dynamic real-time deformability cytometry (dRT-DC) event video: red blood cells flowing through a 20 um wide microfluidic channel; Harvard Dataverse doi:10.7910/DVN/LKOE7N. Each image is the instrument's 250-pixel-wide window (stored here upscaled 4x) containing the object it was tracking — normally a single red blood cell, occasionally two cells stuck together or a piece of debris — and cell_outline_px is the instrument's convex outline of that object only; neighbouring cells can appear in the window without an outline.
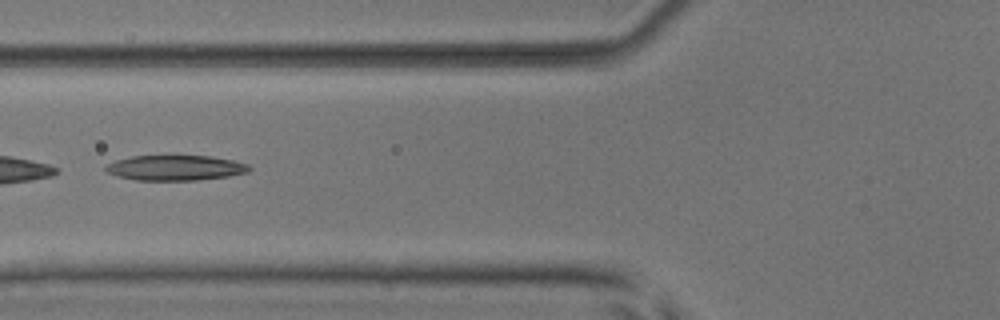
{"species": "common noctule bat (a hibernating species)", "species_latin": "Nyctalus noctula", "temperature_condition": "room temperature", "stored_images_in_passage": 4, "camera_frame_rate_fps": 3000, "um_per_image_px": 0.085, "animal": {"sex": "male", "body_mass_g": 17.9, "forearm_length_mm": 54.2}, "frame": {"image": 1, "passage_image": 3, "time_ms": 0.667, "image_size_px": [1000, 320], "cell_outline_px": [[252, 168], [248, 172], [228, 176], [196, 180], [136, 180], [116, 176], [108, 172], [104, 168], [104, 164], [116, 160], [132, 156], [212, 156], [232, 160], [248, 164]], "centroid_in_image_um": [14.88, 14.26], "position_along_channel_um": 110.9, "area_um2": 21.1}}
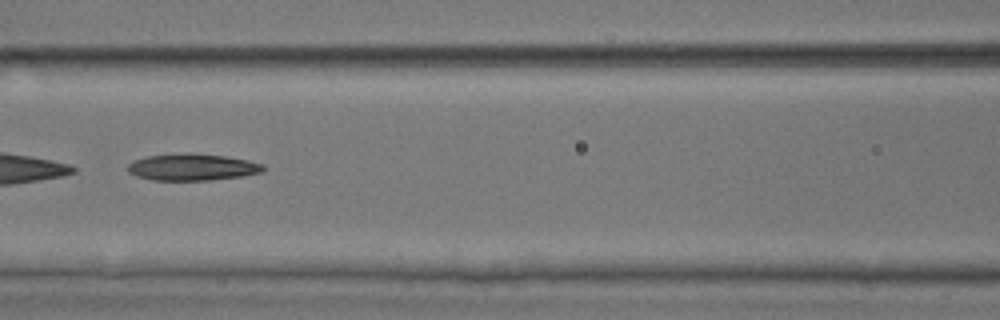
{"frame": {"image": 2, "passage_image": 4, "time_ms": 1.0, "image_size_px": [1000, 320], "cell_outline_px": [[264, 172], [244, 176], [212, 180], [152, 180], [136, 176], [128, 172], [128, 164], [132, 160], [148, 156], [188, 152], [224, 156], [248, 160], [264, 164]], "centroid_in_image_um": [16.36, 14.2], "position_along_channel_um": 150.2, "area_um2": 21.33}}